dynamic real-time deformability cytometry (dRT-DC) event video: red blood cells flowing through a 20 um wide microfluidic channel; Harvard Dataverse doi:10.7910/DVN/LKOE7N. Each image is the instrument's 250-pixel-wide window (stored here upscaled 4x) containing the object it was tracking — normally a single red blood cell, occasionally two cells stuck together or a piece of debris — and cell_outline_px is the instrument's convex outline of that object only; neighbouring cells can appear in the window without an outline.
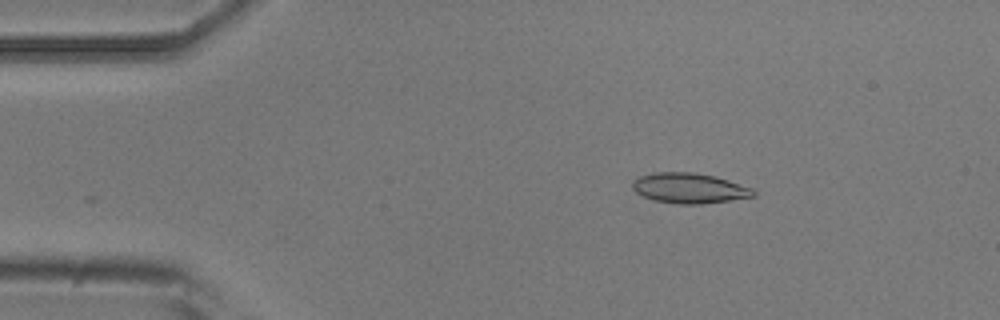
{"species": "common noctule bat (a hibernating species)", "species_latin": "Nyctalus noctula", "temperature_condition": "room temperature", "stored_images_in_passage": 54, "camera_frame_rate_fps": 3000, "um_per_image_px": 0.085, "animal": {"sex": "male", "body_mass_g": 20.5, "forearm_length_mm": 52.5}, "frame": {"image": 1, "passage_image": 9, "time_ms": 2.667, "image_size_px": [1000, 320], "cell_outline_px": [[756, 196], [704, 204], [676, 204], [652, 200], [636, 192], [632, 188], [632, 180], [640, 176], [656, 172], [696, 172], [716, 176], [752, 188], [756, 192]], "centroid_in_image_um": [58.59, 15.99], "position_along_channel_um": 26.4, "area_um2": 21.5}}
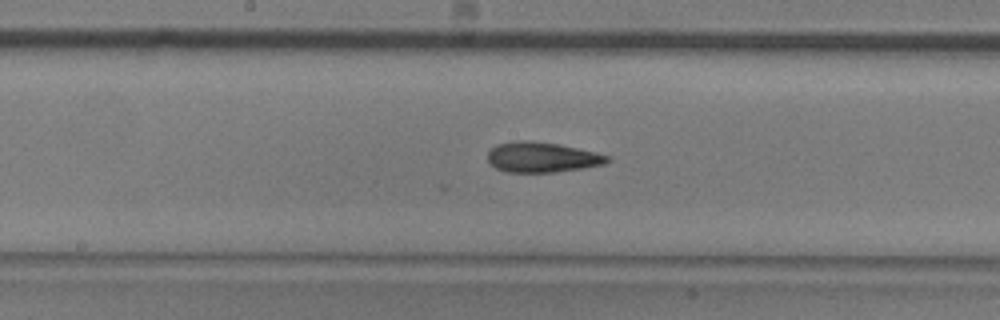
{"frame": {"image": 2, "passage_image": 28, "time_ms": 9.0, "image_size_px": [1000, 320], "cell_outline_px": [[608, 160], [604, 164], [584, 168], [556, 172], [508, 172], [496, 168], [488, 160], [488, 152], [496, 144], [516, 140], [524, 140], [556, 144], [596, 152], [608, 156]], "centroid_in_image_um": [46.04, 13.37], "position_along_channel_um": 202.2, "area_um2": 20.81}}
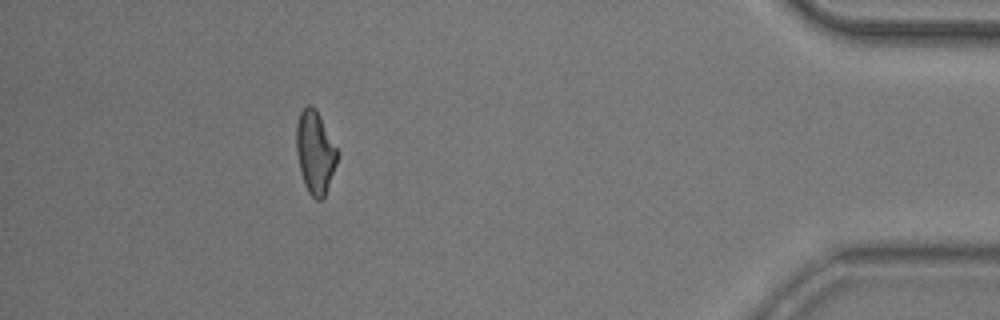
{"frame": {"image": 3, "passage_image": 49, "time_ms": 16.0, "image_size_px": [1000, 320], "cell_outline_px": [[336, 164], [324, 196], [320, 200], [316, 200], [308, 192], [304, 184], [300, 172], [296, 152], [296, 124], [300, 112], [308, 104], [312, 104], [316, 108], [336, 148]], "centroid_in_image_um": [26.74, 12.92], "position_along_channel_um": 408.5, "area_um2": 19.48}}